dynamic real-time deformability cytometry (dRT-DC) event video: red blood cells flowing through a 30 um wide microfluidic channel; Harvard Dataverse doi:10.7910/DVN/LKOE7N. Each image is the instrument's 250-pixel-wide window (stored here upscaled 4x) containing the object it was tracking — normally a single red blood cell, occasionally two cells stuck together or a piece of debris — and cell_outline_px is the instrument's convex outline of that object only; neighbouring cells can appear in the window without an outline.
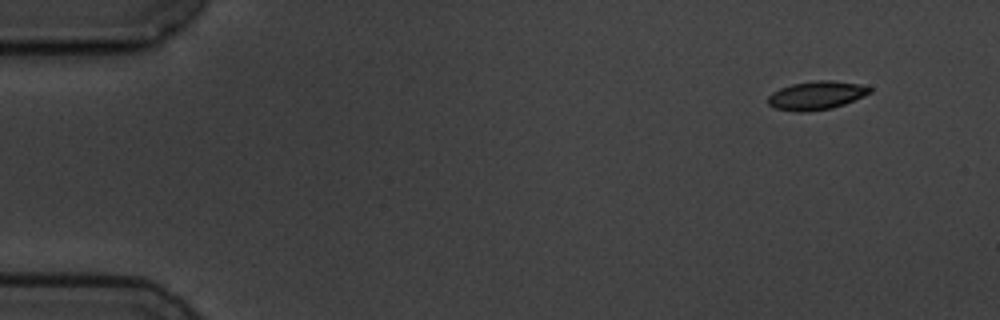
{"species": "common noctule bat (a hibernating species)", "species_latin": "Nyctalus noctula", "temperature_condition": "cold", "stored_images_in_passage": 6, "camera_frame_rate_fps": 3000, "um_per_image_px": 0.085, "animal": {"sex": "male", "body_mass_g": 19.5, "forearm_length_mm": 54.6}, "frame": {"image": 1, "passage_image": 1, "time_ms": 0.0, "image_size_px": [1000, 320], "cell_outline_px": [[872, 92], [864, 96], [844, 104], [832, 108], [808, 112], [796, 112], [776, 108], [768, 104], [768, 96], [772, 92], [780, 88], [792, 84], [812, 80], [832, 80], [860, 84], [872, 88]], "centroid_in_image_um": [69.4, 8.1], "position_along_channel_um": 15.6, "area_um2": 17.05}}
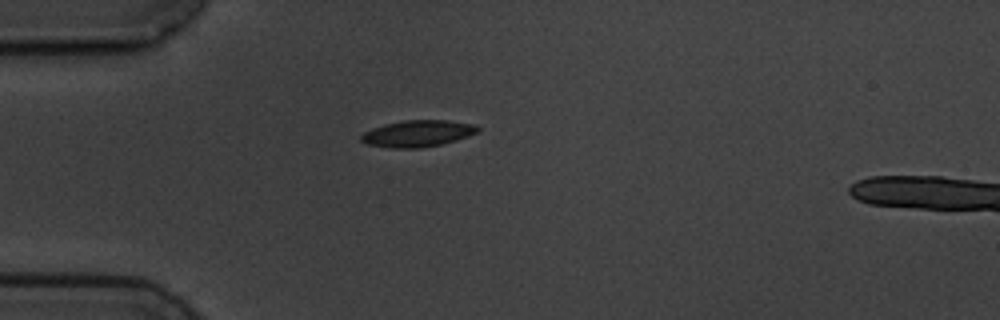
{"frame": {"image": 2, "passage_image": 4, "time_ms": 3.667, "image_size_px": [1000, 320], "cell_outline_px": [[480, 132], [456, 140], [440, 144], [420, 148], [392, 148], [368, 144], [360, 140], [360, 136], [364, 132], [372, 128], [384, 124], [404, 120], [448, 120], [476, 124], [480, 128]], "centroid_in_image_um": [35.53, 11.34], "position_along_channel_um": 49.5, "area_um2": 18.15}}
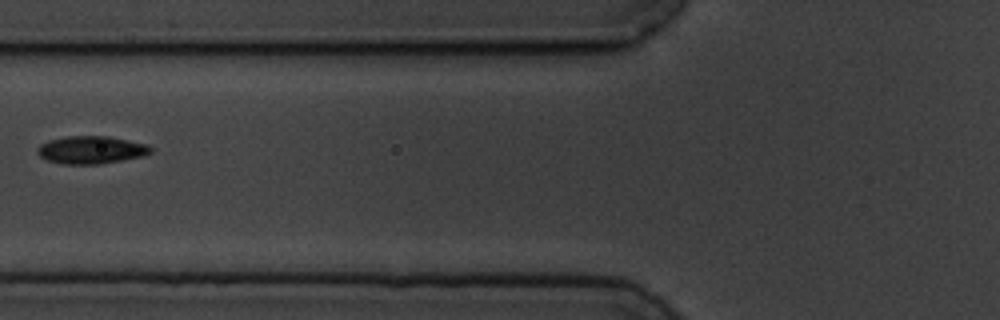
{"frame": {"image": 3, "passage_image": 6, "time_ms": 6.0, "image_size_px": [1000, 320], "cell_outline_px": [[152, 152], [144, 156], [100, 164], [60, 164], [48, 160], [40, 156], [36, 152], [36, 148], [40, 144], [48, 140], [68, 136], [108, 136], [148, 144], [152, 148]], "centroid_in_image_um": [7.74, 12.74], "position_along_channel_um": 118.1, "area_um2": 18.44}}